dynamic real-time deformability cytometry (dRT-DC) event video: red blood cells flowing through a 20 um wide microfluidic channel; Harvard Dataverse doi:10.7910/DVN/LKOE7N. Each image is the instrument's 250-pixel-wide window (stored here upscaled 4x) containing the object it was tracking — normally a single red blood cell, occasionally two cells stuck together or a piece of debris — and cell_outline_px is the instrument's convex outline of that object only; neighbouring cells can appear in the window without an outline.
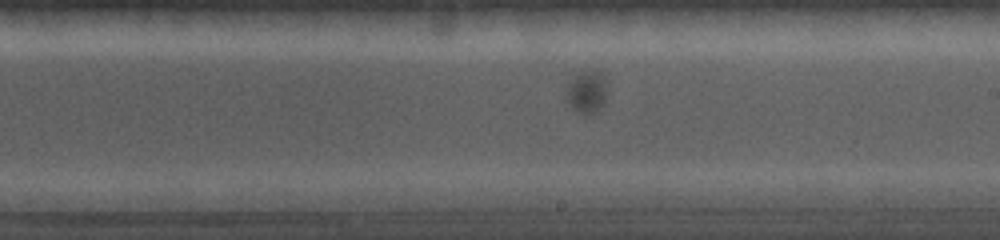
{"species": "common noctule bat (a hibernating species)", "species_latin": "Nyctalus noctula", "temperature_condition": "cold", "stored_images_in_passage": 27, "camera_frame_rate_fps": 5000, "um_per_image_px": 0.085, "animal": {"sex": "female", "body_mass_g": 19.0, "forearm_length_mm": 56.7}, "frame": {"image": 1, "passage_image": 17, "time_ms": 6.2, "image_size_px": [1000, 240], "cell_outline_px": [[604, 104], [596, 112], [584, 116], [576, 112], [564, 100], [564, 88], [572, 76], [584, 72], [600, 68], [604, 76]], "centroid_in_image_um": [49.79, 7.82], "position_along_channel_um": 239.2, "area_um2": 10.58}}